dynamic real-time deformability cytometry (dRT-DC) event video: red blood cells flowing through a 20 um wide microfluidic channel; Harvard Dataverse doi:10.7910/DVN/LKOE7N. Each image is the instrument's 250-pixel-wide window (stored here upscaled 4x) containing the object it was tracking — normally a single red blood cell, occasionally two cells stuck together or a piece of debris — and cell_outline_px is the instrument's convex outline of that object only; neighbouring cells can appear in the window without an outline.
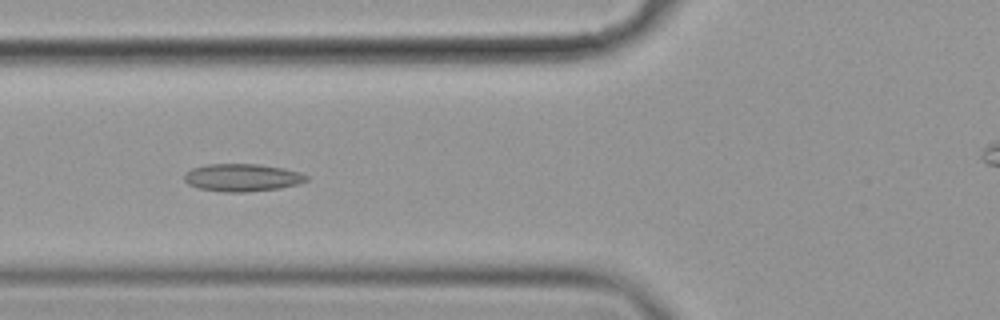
{"species": "common noctule bat (a hibernating species)", "species_latin": "Nyctalus noctula", "temperature_condition": "cold", "stored_images_in_passage": 6, "camera_frame_rate_fps": 3000, "um_per_image_px": 0.085, "animal": {"sex": "female", "body_mass_g": 19.9}, "frame": {"image": 1, "passage_image": 5, "time_ms": 1.333, "image_size_px": [1000, 320], "cell_outline_px": [[308, 180], [300, 184], [280, 188], [248, 192], [224, 192], [196, 188], [188, 184], [184, 180], [184, 176], [192, 168], [208, 164], [260, 164], [284, 168], [300, 172], [308, 176]], "centroid_in_image_um": [20.61, 15.1], "position_along_channel_um": 105.2, "area_um2": 19.83}}
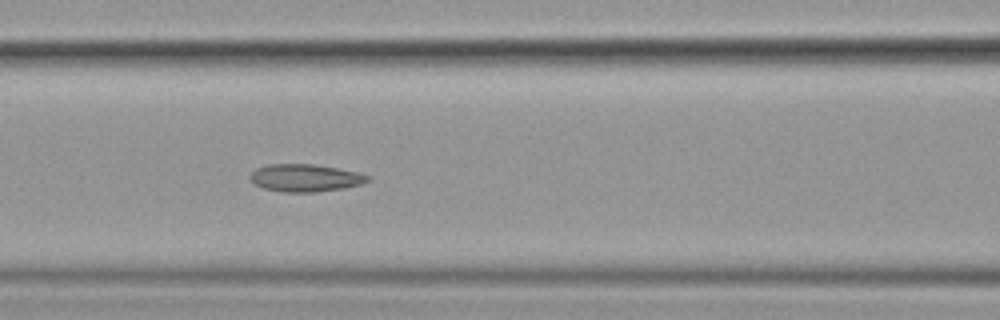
{"frame": {"image": 2, "passage_image": 6, "time_ms": 1.667, "image_size_px": [1000, 320], "cell_outline_px": [[372, 180], [360, 184], [344, 188], [316, 192], [284, 192], [264, 188], [256, 184], [248, 176], [256, 168], [268, 164], [312, 164], [360, 172], [368, 176]], "centroid_in_image_um": [25.96, 15.12], "position_along_channel_um": 140.6, "area_um2": 18.79}}